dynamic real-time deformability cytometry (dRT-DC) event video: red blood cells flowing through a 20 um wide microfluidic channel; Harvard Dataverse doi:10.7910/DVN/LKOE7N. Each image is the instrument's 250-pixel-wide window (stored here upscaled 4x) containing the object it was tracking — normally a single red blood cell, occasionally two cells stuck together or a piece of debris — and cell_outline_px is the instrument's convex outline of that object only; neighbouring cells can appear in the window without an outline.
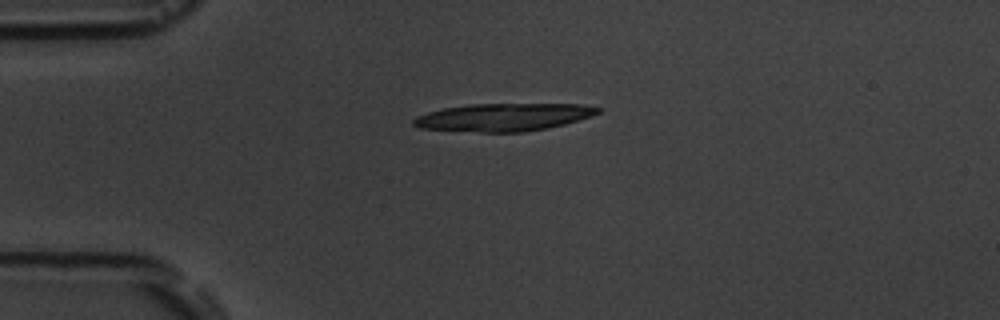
{"species": "common noctule bat (a hibernating species)", "species_latin": "Nyctalus noctula", "temperature_condition": "room temperature", "stored_images_in_passage": 4, "camera_frame_rate_fps": 3000, "um_per_image_px": 0.085, "animal": {"sex": "male", "body_mass_g": 19.5, "forearm_length_mm": 54.6}, "frame": {"image": 1, "passage_image": 1, "time_ms": 0.0, "image_size_px": [1000, 320], "cell_outline_px": [[600, 112], [592, 116], [564, 124], [548, 128], [524, 132], [480, 132], [420, 128], [412, 124], [412, 120], [416, 116], [428, 112], [444, 108], [472, 104], [580, 104], [600, 108]], "centroid_in_image_um": [42.79, 9.96], "position_along_channel_um": 42.2, "area_um2": 29.65}}